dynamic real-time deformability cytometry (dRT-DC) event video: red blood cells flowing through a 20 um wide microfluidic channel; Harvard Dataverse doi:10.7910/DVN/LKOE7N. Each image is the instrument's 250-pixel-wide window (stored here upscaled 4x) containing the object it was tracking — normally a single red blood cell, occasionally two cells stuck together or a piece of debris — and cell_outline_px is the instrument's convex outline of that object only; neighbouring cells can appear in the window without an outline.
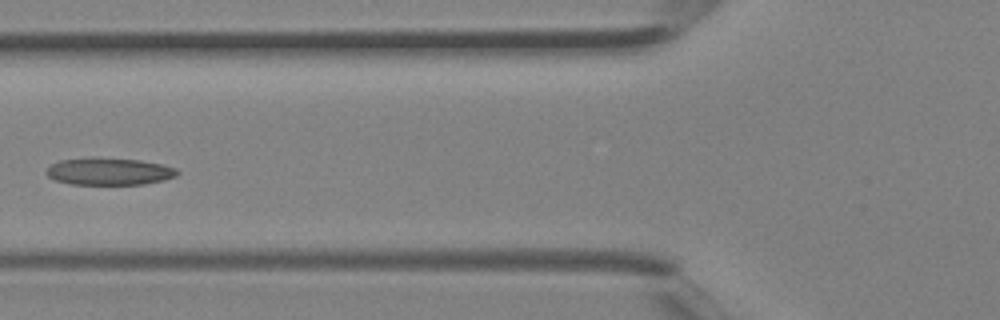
{"species": "Egyptian fruit bat (a non-hibernating species)", "species_latin": "Rousettus aegyptiacus", "temperature_condition": "room temperature", "stored_images_in_passage": 4, "camera_frame_rate_fps": 3000, "um_per_image_px": 0.085, "animal": {"sex": "female"}, "frame": {"image": 1, "passage_image": 4, "time_ms": 1.0, "image_size_px": [1000, 320], "cell_outline_px": [[180, 172], [176, 176], [164, 180], [144, 184], [72, 184], [56, 180], [48, 176], [44, 172], [52, 164], [60, 160], [92, 156], [96, 156], [140, 160], [164, 164], [176, 168]], "centroid_in_image_um": [9.29, 14.55], "position_along_channel_um": 116.5, "area_um2": 21.1}}